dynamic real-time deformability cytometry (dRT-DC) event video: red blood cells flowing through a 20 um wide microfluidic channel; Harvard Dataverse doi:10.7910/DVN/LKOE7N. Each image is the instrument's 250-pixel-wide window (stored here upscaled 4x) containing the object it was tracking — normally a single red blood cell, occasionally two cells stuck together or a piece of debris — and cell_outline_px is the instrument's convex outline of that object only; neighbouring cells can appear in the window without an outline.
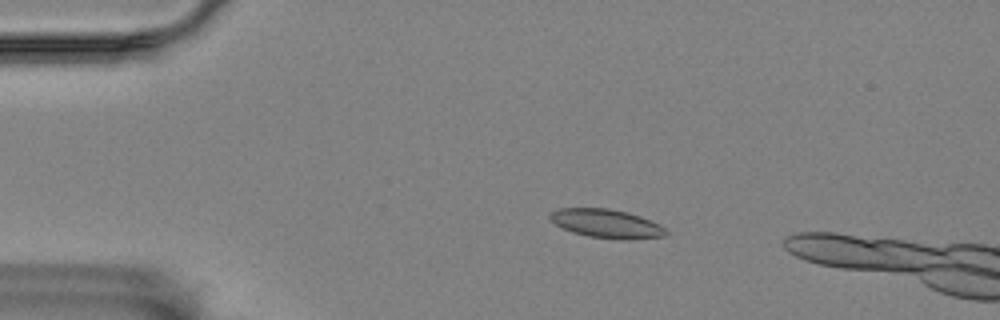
{"species": "Egyptian fruit bat (a non-hibernating species)", "species_latin": "Rousettus aegyptiacus", "temperature_condition": "room temperature", "stored_images_in_passage": 4, "camera_frame_rate_fps": 3000, "um_per_image_px": 0.085, "animal": {"sex": "female"}, "frame": {"image": 1, "passage_image": 1, "time_ms": 0.0, "image_size_px": [1000, 320], "cell_outline_px": [[668, 232], [664, 236], [632, 240], [624, 240], [588, 236], [572, 232], [556, 224], [548, 216], [552, 212], [560, 208], [608, 208], [628, 212], [640, 216], [664, 228]], "centroid_in_image_um": [51.55, 19.01], "position_along_channel_um": 33.4, "area_um2": 19.19}}